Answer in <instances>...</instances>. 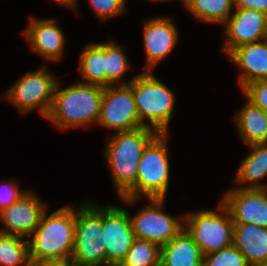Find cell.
<instances>
[{"label": "cell", "mask_w": 267, "mask_h": 266, "mask_svg": "<svg viewBox=\"0 0 267 266\" xmlns=\"http://www.w3.org/2000/svg\"><path fill=\"white\" fill-rule=\"evenodd\" d=\"M91 7L101 21H106L126 11L124 0H89Z\"/></svg>", "instance_id": "83f0119b"}, {"label": "cell", "mask_w": 267, "mask_h": 266, "mask_svg": "<svg viewBox=\"0 0 267 266\" xmlns=\"http://www.w3.org/2000/svg\"><path fill=\"white\" fill-rule=\"evenodd\" d=\"M98 125L116 132L144 127L140 122L132 88L129 85L104 87Z\"/></svg>", "instance_id": "30bf717a"}, {"label": "cell", "mask_w": 267, "mask_h": 266, "mask_svg": "<svg viewBox=\"0 0 267 266\" xmlns=\"http://www.w3.org/2000/svg\"><path fill=\"white\" fill-rule=\"evenodd\" d=\"M233 121L236 123L239 137L247 145L267 143V111L247 100Z\"/></svg>", "instance_id": "ffe728a7"}, {"label": "cell", "mask_w": 267, "mask_h": 266, "mask_svg": "<svg viewBox=\"0 0 267 266\" xmlns=\"http://www.w3.org/2000/svg\"><path fill=\"white\" fill-rule=\"evenodd\" d=\"M47 65L22 75L5 94L4 100L16 107L21 115L36 109L47 117L53 102L58 79L47 70ZM38 108V109H37Z\"/></svg>", "instance_id": "ba28073f"}, {"label": "cell", "mask_w": 267, "mask_h": 266, "mask_svg": "<svg viewBox=\"0 0 267 266\" xmlns=\"http://www.w3.org/2000/svg\"><path fill=\"white\" fill-rule=\"evenodd\" d=\"M266 30H267V13H266Z\"/></svg>", "instance_id": "d590c367"}, {"label": "cell", "mask_w": 267, "mask_h": 266, "mask_svg": "<svg viewBox=\"0 0 267 266\" xmlns=\"http://www.w3.org/2000/svg\"><path fill=\"white\" fill-rule=\"evenodd\" d=\"M57 82L52 106L46 117L59 130L98 123L104 87L83 82L60 89Z\"/></svg>", "instance_id": "6da1fadb"}, {"label": "cell", "mask_w": 267, "mask_h": 266, "mask_svg": "<svg viewBox=\"0 0 267 266\" xmlns=\"http://www.w3.org/2000/svg\"><path fill=\"white\" fill-rule=\"evenodd\" d=\"M70 260L62 259H30L29 266H71Z\"/></svg>", "instance_id": "1f68e13d"}, {"label": "cell", "mask_w": 267, "mask_h": 266, "mask_svg": "<svg viewBox=\"0 0 267 266\" xmlns=\"http://www.w3.org/2000/svg\"><path fill=\"white\" fill-rule=\"evenodd\" d=\"M158 133L157 130L144 126L131 131L115 132L108 138L104 156L119 197L135 183L144 149Z\"/></svg>", "instance_id": "7a4b0ae2"}, {"label": "cell", "mask_w": 267, "mask_h": 266, "mask_svg": "<svg viewBox=\"0 0 267 266\" xmlns=\"http://www.w3.org/2000/svg\"><path fill=\"white\" fill-rule=\"evenodd\" d=\"M203 266H251L244 255L231 246L219 251L204 255Z\"/></svg>", "instance_id": "4316f807"}, {"label": "cell", "mask_w": 267, "mask_h": 266, "mask_svg": "<svg viewBox=\"0 0 267 266\" xmlns=\"http://www.w3.org/2000/svg\"><path fill=\"white\" fill-rule=\"evenodd\" d=\"M229 210L233 223L267 228V188H232L220 200Z\"/></svg>", "instance_id": "4fadbf2b"}, {"label": "cell", "mask_w": 267, "mask_h": 266, "mask_svg": "<svg viewBox=\"0 0 267 266\" xmlns=\"http://www.w3.org/2000/svg\"><path fill=\"white\" fill-rule=\"evenodd\" d=\"M149 1H153V2H157V1H161V2H166V1H171V0H149ZM124 3L126 4V0H124Z\"/></svg>", "instance_id": "e575fe53"}, {"label": "cell", "mask_w": 267, "mask_h": 266, "mask_svg": "<svg viewBox=\"0 0 267 266\" xmlns=\"http://www.w3.org/2000/svg\"><path fill=\"white\" fill-rule=\"evenodd\" d=\"M27 191L20 190L19 186L13 181L0 184V211L9 207L11 204L25 195Z\"/></svg>", "instance_id": "f546056e"}, {"label": "cell", "mask_w": 267, "mask_h": 266, "mask_svg": "<svg viewBox=\"0 0 267 266\" xmlns=\"http://www.w3.org/2000/svg\"><path fill=\"white\" fill-rule=\"evenodd\" d=\"M128 85L133 91L140 122L159 133H168L176 99L172 90L152 71L139 73Z\"/></svg>", "instance_id": "5b68a950"}, {"label": "cell", "mask_w": 267, "mask_h": 266, "mask_svg": "<svg viewBox=\"0 0 267 266\" xmlns=\"http://www.w3.org/2000/svg\"><path fill=\"white\" fill-rule=\"evenodd\" d=\"M129 214L118 205L103 207L101 241L105 246V266H119L136 239Z\"/></svg>", "instance_id": "8fae6325"}, {"label": "cell", "mask_w": 267, "mask_h": 266, "mask_svg": "<svg viewBox=\"0 0 267 266\" xmlns=\"http://www.w3.org/2000/svg\"><path fill=\"white\" fill-rule=\"evenodd\" d=\"M29 22L22 34L32 51L49 61L61 59L66 39L57 21L31 17Z\"/></svg>", "instance_id": "2e32d148"}, {"label": "cell", "mask_w": 267, "mask_h": 266, "mask_svg": "<svg viewBox=\"0 0 267 266\" xmlns=\"http://www.w3.org/2000/svg\"><path fill=\"white\" fill-rule=\"evenodd\" d=\"M53 1V0H52ZM57 4L64 5L65 7L71 8L73 11H76L78 9L77 0H54Z\"/></svg>", "instance_id": "d6a6232c"}, {"label": "cell", "mask_w": 267, "mask_h": 266, "mask_svg": "<svg viewBox=\"0 0 267 266\" xmlns=\"http://www.w3.org/2000/svg\"><path fill=\"white\" fill-rule=\"evenodd\" d=\"M241 90L247 98L246 100L267 111V79L251 82Z\"/></svg>", "instance_id": "f1b7e54d"}, {"label": "cell", "mask_w": 267, "mask_h": 266, "mask_svg": "<svg viewBox=\"0 0 267 266\" xmlns=\"http://www.w3.org/2000/svg\"><path fill=\"white\" fill-rule=\"evenodd\" d=\"M105 64H106V87L109 85H128L135 77L129 81L122 82V78L131 67L124 53L123 47L115 41L105 42Z\"/></svg>", "instance_id": "d4e9b609"}, {"label": "cell", "mask_w": 267, "mask_h": 266, "mask_svg": "<svg viewBox=\"0 0 267 266\" xmlns=\"http://www.w3.org/2000/svg\"><path fill=\"white\" fill-rule=\"evenodd\" d=\"M160 258L159 245L136 238L119 266H160Z\"/></svg>", "instance_id": "484cf974"}, {"label": "cell", "mask_w": 267, "mask_h": 266, "mask_svg": "<svg viewBox=\"0 0 267 266\" xmlns=\"http://www.w3.org/2000/svg\"><path fill=\"white\" fill-rule=\"evenodd\" d=\"M232 13L225 26L222 51L227 55L234 49L246 44L267 39L266 14L256 9L239 8Z\"/></svg>", "instance_id": "7c38bea8"}, {"label": "cell", "mask_w": 267, "mask_h": 266, "mask_svg": "<svg viewBox=\"0 0 267 266\" xmlns=\"http://www.w3.org/2000/svg\"><path fill=\"white\" fill-rule=\"evenodd\" d=\"M219 211L199 210L184 214V228L193 237L203 255L233 245L234 223L227 207L220 201Z\"/></svg>", "instance_id": "52a82bcc"}, {"label": "cell", "mask_w": 267, "mask_h": 266, "mask_svg": "<svg viewBox=\"0 0 267 266\" xmlns=\"http://www.w3.org/2000/svg\"><path fill=\"white\" fill-rule=\"evenodd\" d=\"M148 203L134 216L129 215L137 239L166 245L184 228V215L173 217L164 212L165 198H147Z\"/></svg>", "instance_id": "9c48e42d"}, {"label": "cell", "mask_w": 267, "mask_h": 266, "mask_svg": "<svg viewBox=\"0 0 267 266\" xmlns=\"http://www.w3.org/2000/svg\"><path fill=\"white\" fill-rule=\"evenodd\" d=\"M233 246L250 265L267 262V228L248 223H234Z\"/></svg>", "instance_id": "ac0fdd59"}, {"label": "cell", "mask_w": 267, "mask_h": 266, "mask_svg": "<svg viewBox=\"0 0 267 266\" xmlns=\"http://www.w3.org/2000/svg\"><path fill=\"white\" fill-rule=\"evenodd\" d=\"M47 209L48 206L28 190L16 202L0 211V222L4 225L0 233L29 238Z\"/></svg>", "instance_id": "5bb4252c"}, {"label": "cell", "mask_w": 267, "mask_h": 266, "mask_svg": "<svg viewBox=\"0 0 267 266\" xmlns=\"http://www.w3.org/2000/svg\"><path fill=\"white\" fill-rule=\"evenodd\" d=\"M79 58L82 82L106 87L105 42L85 45Z\"/></svg>", "instance_id": "7402d4cb"}, {"label": "cell", "mask_w": 267, "mask_h": 266, "mask_svg": "<svg viewBox=\"0 0 267 266\" xmlns=\"http://www.w3.org/2000/svg\"><path fill=\"white\" fill-rule=\"evenodd\" d=\"M103 207L88 201L76 208V228L71 262L78 266H105V246L101 241Z\"/></svg>", "instance_id": "8992f818"}, {"label": "cell", "mask_w": 267, "mask_h": 266, "mask_svg": "<svg viewBox=\"0 0 267 266\" xmlns=\"http://www.w3.org/2000/svg\"><path fill=\"white\" fill-rule=\"evenodd\" d=\"M167 141L168 133H158L146 146L135 183L120 197L123 203L134 204L143 196L166 199L170 176Z\"/></svg>", "instance_id": "277c9868"}, {"label": "cell", "mask_w": 267, "mask_h": 266, "mask_svg": "<svg viewBox=\"0 0 267 266\" xmlns=\"http://www.w3.org/2000/svg\"><path fill=\"white\" fill-rule=\"evenodd\" d=\"M203 260L201 249L185 228L161 247L160 266H203Z\"/></svg>", "instance_id": "d6986e66"}, {"label": "cell", "mask_w": 267, "mask_h": 266, "mask_svg": "<svg viewBox=\"0 0 267 266\" xmlns=\"http://www.w3.org/2000/svg\"><path fill=\"white\" fill-rule=\"evenodd\" d=\"M76 208L66 205L52 214L43 213L29 237L30 259L70 260L74 248Z\"/></svg>", "instance_id": "3957f363"}, {"label": "cell", "mask_w": 267, "mask_h": 266, "mask_svg": "<svg viewBox=\"0 0 267 266\" xmlns=\"http://www.w3.org/2000/svg\"><path fill=\"white\" fill-rule=\"evenodd\" d=\"M183 5L197 20L221 25L235 9L234 0H184Z\"/></svg>", "instance_id": "603a6c76"}, {"label": "cell", "mask_w": 267, "mask_h": 266, "mask_svg": "<svg viewBox=\"0 0 267 266\" xmlns=\"http://www.w3.org/2000/svg\"><path fill=\"white\" fill-rule=\"evenodd\" d=\"M234 6L239 8L256 9L267 13V0H234Z\"/></svg>", "instance_id": "4dcf8cb0"}, {"label": "cell", "mask_w": 267, "mask_h": 266, "mask_svg": "<svg viewBox=\"0 0 267 266\" xmlns=\"http://www.w3.org/2000/svg\"><path fill=\"white\" fill-rule=\"evenodd\" d=\"M248 147L252 152L242 160L234 182L241 184V188H267V183L258 182L267 176V143L252 144Z\"/></svg>", "instance_id": "44dd1931"}, {"label": "cell", "mask_w": 267, "mask_h": 266, "mask_svg": "<svg viewBox=\"0 0 267 266\" xmlns=\"http://www.w3.org/2000/svg\"><path fill=\"white\" fill-rule=\"evenodd\" d=\"M143 44L147 65L144 71H151L168 56L179 40V33L169 17H154L144 21Z\"/></svg>", "instance_id": "9a60e30c"}, {"label": "cell", "mask_w": 267, "mask_h": 266, "mask_svg": "<svg viewBox=\"0 0 267 266\" xmlns=\"http://www.w3.org/2000/svg\"><path fill=\"white\" fill-rule=\"evenodd\" d=\"M251 266H267V262L257 263V264L251 265Z\"/></svg>", "instance_id": "836d02e7"}, {"label": "cell", "mask_w": 267, "mask_h": 266, "mask_svg": "<svg viewBox=\"0 0 267 266\" xmlns=\"http://www.w3.org/2000/svg\"><path fill=\"white\" fill-rule=\"evenodd\" d=\"M24 238L0 233V266H29V242Z\"/></svg>", "instance_id": "cb8c5ba5"}, {"label": "cell", "mask_w": 267, "mask_h": 266, "mask_svg": "<svg viewBox=\"0 0 267 266\" xmlns=\"http://www.w3.org/2000/svg\"><path fill=\"white\" fill-rule=\"evenodd\" d=\"M228 57L242 71L238 79L241 89L251 82L267 79V39L234 48Z\"/></svg>", "instance_id": "e0dca14e"}]
</instances>
